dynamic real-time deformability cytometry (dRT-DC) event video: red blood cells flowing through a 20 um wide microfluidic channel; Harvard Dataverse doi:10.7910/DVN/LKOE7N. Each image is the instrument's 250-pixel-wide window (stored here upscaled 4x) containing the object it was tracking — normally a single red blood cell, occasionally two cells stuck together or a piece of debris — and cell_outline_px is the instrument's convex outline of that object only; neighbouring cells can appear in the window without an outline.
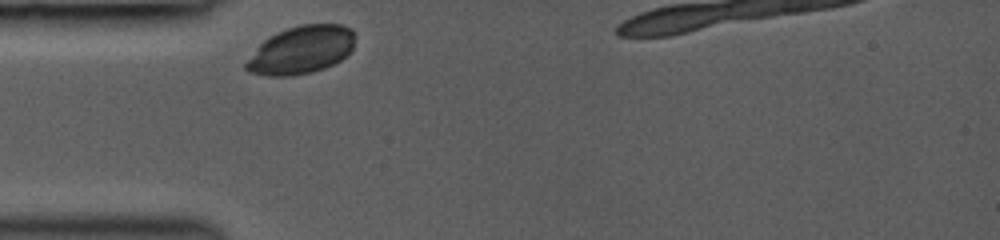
{"species": "common noctule bat (a hibernating species)", "species_latin": "Nyctalus noctula", "temperature_condition": "room temperature", "stored_images_in_passage": 1, "camera_frame_rate_fps": 3000, "um_per_image_px": 0.085, "animal": {"sex": "female", "body_mass_g": 19.0, "forearm_length_mm": 53.3}, "frame": {"image": 1, "passage_image": 1, "time_ms": 0.0, "image_size_px": [1000, 240], "cell_outline_px": [[352, 48], [340, 60], [324, 68], [312, 72], [292, 76], [268, 76], [248, 72], [244, 68], [244, 64], [260, 44], [268, 36], [276, 32], [300, 24], [340, 24], [352, 28]], "centroid_in_image_um": [25.55, 4.25], "position_along_channel_um": 59.4, "area_um2": 30.17}}